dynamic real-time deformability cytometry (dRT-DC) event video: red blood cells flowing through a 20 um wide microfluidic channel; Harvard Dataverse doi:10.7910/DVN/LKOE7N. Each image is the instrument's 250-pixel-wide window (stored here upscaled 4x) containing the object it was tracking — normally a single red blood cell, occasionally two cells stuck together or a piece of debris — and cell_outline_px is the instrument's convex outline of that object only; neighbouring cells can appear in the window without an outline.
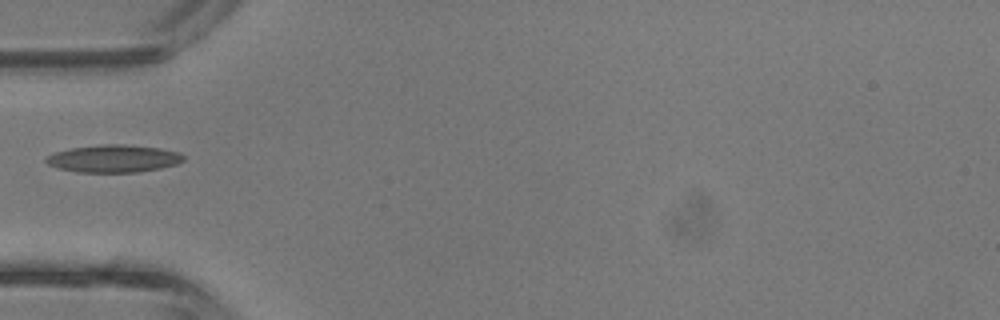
{"species": "common noctule bat (a hibernating species)", "species_latin": "Nyctalus noctula", "temperature_condition": "room temperature", "stored_images_in_passage": 2, "camera_frame_rate_fps": 3000, "um_per_image_px": 0.085, "animal": {"sex": "male", "body_mass_g": 13.3}, "frame": {"image": 1, "passage_image": 2, "time_ms": 0.333, "image_size_px": [1000, 320], "cell_outline_px": [[184, 160], [176, 164], [160, 168], [136, 172], [76, 172], [60, 168], [48, 164], [44, 160], [48, 156], [56, 152], [72, 148], [100, 144], [124, 144], [160, 148], [180, 152], [184, 156]], "centroid_in_image_um": [9.68, 13.47], "position_along_channel_um": 75.3, "area_um2": 21.91}}